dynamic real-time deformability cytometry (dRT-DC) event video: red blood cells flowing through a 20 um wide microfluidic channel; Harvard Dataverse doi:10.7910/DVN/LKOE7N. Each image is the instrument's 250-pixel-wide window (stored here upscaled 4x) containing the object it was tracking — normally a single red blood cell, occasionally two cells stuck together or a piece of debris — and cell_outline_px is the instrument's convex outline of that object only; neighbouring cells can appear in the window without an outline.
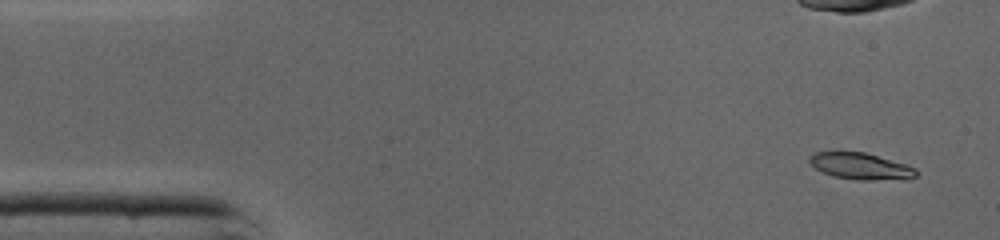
{"species": "common noctule bat (a hibernating species)", "species_latin": "Nyctalus noctula", "temperature_condition": "cold", "stored_images_in_passage": 18, "camera_frame_rate_fps": 3000, "um_per_image_px": 0.085, "animal": {"sex": "male", "body_mass_g": 19.0, "forearm_length_mm": 50.8}, "frame": {"image": 1, "passage_image": 1, "time_ms": 0.0, "image_size_px": [1000, 240], "cell_outline_px": [[920, 172], [916, 176], [908, 180], [856, 180], [832, 176], [816, 168], [808, 160], [808, 156], [816, 152], [836, 148], [864, 152], [908, 164], [916, 168]], "centroid_in_image_um": [73.17, 14.09], "position_along_channel_um": 11.8, "area_um2": 17.51}}